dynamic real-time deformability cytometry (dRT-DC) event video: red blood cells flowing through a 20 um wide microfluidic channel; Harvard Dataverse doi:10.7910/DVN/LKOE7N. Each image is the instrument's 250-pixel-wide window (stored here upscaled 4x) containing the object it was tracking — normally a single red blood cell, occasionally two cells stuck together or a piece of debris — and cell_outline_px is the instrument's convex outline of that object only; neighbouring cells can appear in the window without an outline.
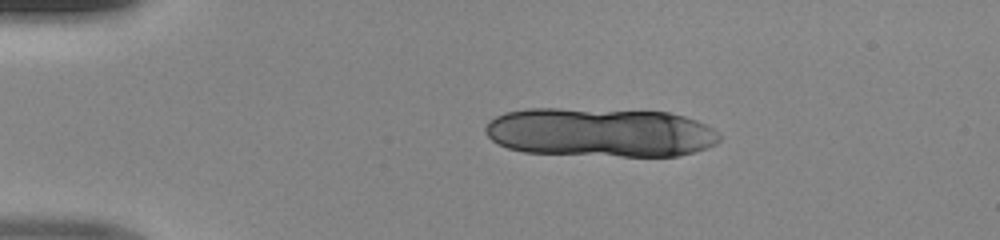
{"species": "human", "species_latin": "Homo sapiens", "temperature_condition": "room temperature", "stored_images_in_passage": 7, "camera_frame_rate_fps": 3000, "um_per_image_px": 0.085, "donor": {"sex": "male"}, "frame": {"image": 1, "passage_image": 1, "time_ms": 0.0, "image_size_px": [1000, 240], "cell_outline_px": [[720, 140], [716, 144], [708, 148], [680, 156], [620, 156], [524, 152], [508, 148], [492, 140], [484, 132], [484, 128], [488, 120], [504, 112], [528, 108], [560, 108], [668, 112], [684, 116], [696, 120], [720, 132]], "centroid_in_image_um": [51.02, 11.25], "position_along_channel_um": 34.0, "area_um2": 67.45}}